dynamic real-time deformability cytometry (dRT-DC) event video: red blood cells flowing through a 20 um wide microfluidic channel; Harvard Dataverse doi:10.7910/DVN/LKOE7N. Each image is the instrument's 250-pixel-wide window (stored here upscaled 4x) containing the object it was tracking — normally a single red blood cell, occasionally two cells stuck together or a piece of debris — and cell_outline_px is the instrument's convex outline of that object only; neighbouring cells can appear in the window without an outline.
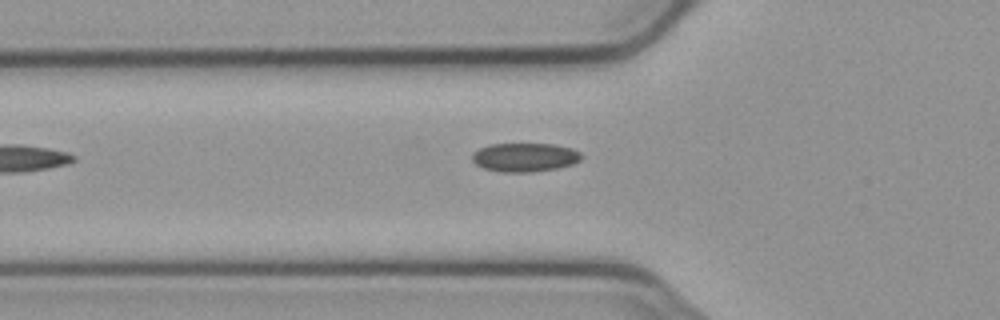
{"species": "common noctule bat (a hibernating species)", "species_latin": "Nyctalus noctula", "temperature_condition": "cold", "stored_images_in_passage": 13, "camera_frame_rate_fps": 3000, "um_per_image_px": 0.085, "animal": {"sex": "male", "body_mass_g": 23.1, "forearm_length_mm": 52.7}, "frame": {"image": 1, "passage_image": 3, "time_ms": 0.667, "image_size_px": [1000, 320], "cell_outline_px": [[584, 156], [580, 160], [572, 164], [556, 168], [532, 172], [500, 172], [484, 168], [476, 164], [472, 160], [472, 152], [488, 144], [552, 144], [572, 148], [580, 152]], "centroid_in_image_um": [44.6, 13.37], "position_along_channel_um": 81.2, "area_um2": 18.38}}
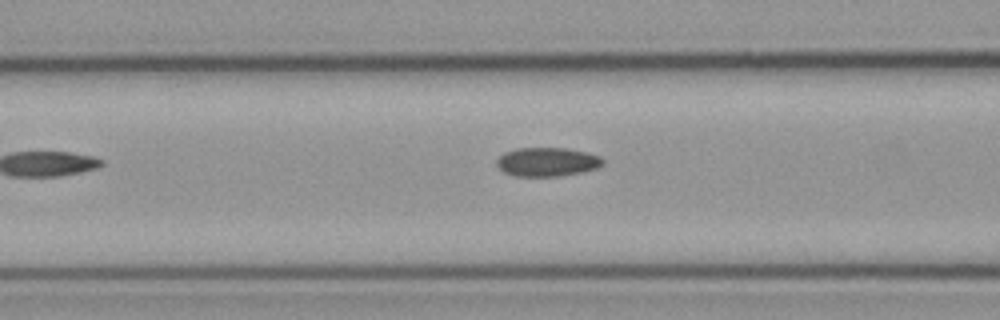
{"frame": {"image": 2, "passage_image": 6, "time_ms": 1.667, "image_size_px": [1000, 320], "cell_outline_px": [[604, 164], [596, 168], [580, 172], [560, 176], [516, 176], [504, 172], [496, 164], [496, 160], [504, 152], [516, 148], [564, 148], [588, 152], [600, 156], [604, 160]], "centroid_in_image_um": [46.51, 13.75], "position_along_channel_um": 120.1, "area_um2": 17.86}}